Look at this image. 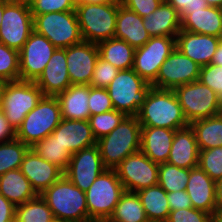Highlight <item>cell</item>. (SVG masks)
<instances>
[{"mask_svg": "<svg viewBox=\"0 0 222 222\" xmlns=\"http://www.w3.org/2000/svg\"><path fill=\"white\" fill-rule=\"evenodd\" d=\"M142 127L179 130L189 126L174 90L151 87L137 114Z\"/></svg>", "mask_w": 222, "mask_h": 222, "instance_id": "obj_1", "label": "cell"}, {"mask_svg": "<svg viewBox=\"0 0 222 222\" xmlns=\"http://www.w3.org/2000/svg\"><path fill=\"white\" fill-rule=\"evenodd\" d=\"M40 196L52 210L55 220L63 222H93L88 215L85 192L64 174Z\"/></svg>", "mask_w": 222, "mask_h": 222, "instance_id": "obj_2", "label": "cell"}, {"mask_svg": "<svg viewBox=\"0 0 222 222\" xmlns=\"http://www.w3.org/2000/svg\"><path fill=\"white\" fill-rule=\"evenodd\" d=\"M141 127L137 116H126L113 131L97 140L107 169H115L127 156L140 151Z\"/></svg>", "mask_w": 222, "mask_h": 222, "instance_id": "obj_3", "label": "cell"}, {"mask_svg": "<svg viewBox=\"0 0 222 222\" xmlns=\"http://www.w3.org/2000/svg\"><path fill=\"white\" fill-rule=\"evenodd\" d=\"M43 96V92L34 81L16 80L0 83V110L15 132Z\"/></svg>", "mask_w": 222, "mask_h": 222, "instance_id": "obj_4", "label": "cell"}, {"mask_svg": "<svg viewBox=\"0 0 222 222\" xmlns=\"http://www.w3.org/2000/svg\"><path fill=\"white\" fill-rule=\"evenodd\" d=\"M121 2L82 3L76 6L75 13L83 41L98 44L114 38L118 7Z\"/></svg>", "mask_w": 222, "mask_h": 222, "instance_id": "obj_5", "label": "cell"}, {"mask_svg": "<svg viewBox=\"0 0 222 222\" xmlns=\"http://www.w3.org/2000/svg\"><path fill=\"white\" fill-rule=\"evenodd\" d=\"M61 120V109L57 98L43 96L37 106L25 116L15 132V138L31 148L51 134Z\"/></svg>", "mask_w": 222, "mask_h": 222, "instance_id": "obj_6", "label": "cell"}, {"mask_svg": "<svg viewBox=\"0 0 222 222\" xmlns=\"http://www.w3.org/2000/svg\"><path fill=\"white\" fill-rule=\"evenodd\" d=\"M151 87L131 68L119 70L106 89L115 110L126 116H137Z\"/></svg>", "mask_w": 222, "mask_h": 222, "instance_id": "obj_7", "label": "cell"}, {"mask_svg": "<svg viewBox=\"0 0 222 222\" xmlns=\"http://www.w3.org/2000/svg\"><path fill=\"white\" fill-rule=\"evenodd\" d=\"M34 31L56 48L65 49L83 41L75 11L32 14Z\"/></svg>", "mask_w": 222, "mask_h": 222, "instance_id": "obj_8", "label": "cell"}, {"mask_svg": "<svg viewBox=\"0 0 222 222\" xmlns=\"http://www.w3.org/2000/svg\"><path fill=\"white\" fill-rule=\"evenodd\" d=\"M125 192L115 169H106L85 192L89 218L95 222L110 218Z\"/></svg>", "mask_w": 222, "mask_h": 222, "instance_id": "obj_9", "label": "cell"}, {"mask_svg": "<svg viewBox=\"0 0 222 222\" xmlns=\"http://www.w3.org/2000/svg\"><path fill=\"white\" fill-rule=\"evenodd\" d=\"M174 92L189 124L222 113L217 94L199 80L178 86Z\"/></svg>", "mask_w": 222, "mask_h": 222, "instance_id": "obj_10", "label": "cell"}, {"mask_svg": "<svg viewBox=\"0 0 222 222\" xmlns=\"http://www.w3.org/2000/svg\"><path fill=\"white\" fill-rule=\"evenodd\" d=\"M33 31L30 5L5 0L0 27V42L20 51Z\"/></svg>", "mask_w": 222, "mask_h": 222, "instance_id": "obj_11", "label": "cell"}, {"mask_svg": "<svg viewBox=\"0 0 222 222\" xmlns=\"http://www.w3.org/2000/svg\"><path fill=\"white\" fill-rule=\"evenodd\" d=\"M174 49V37H151L142 47L135 49L132 69L152 85L156 81L160 66Z\"/></svg>", "mask_w": 222, "mask_h": 222, "instance_id": "obj_12", "label": "cell"}, {"mask_svg": "<svg viewBox=\"0 0 222 222\" xmlns=\"http://www.w3.org/2000/svg\"><path fill=\"white\" fill-rule=\"evenodd\" d=\"M115 170L125 191L138 192L158 184L159 164L142 151L127 156Z\"/></svg>", "mask_w": 222, "mask_h": 222, "instance_id": "obj_13", "label": "cell"}, {"mask_svg": "<svg viewBox=\"0 0 222 222\" xmlns=\"http://www.w3.org/2000/svg\"><path fill=\"white\" fill-rule=\"evenodd\" d=\"M200 66L175 48L160 66L152 87L174 90L176 87L199 80Z\"/></svg>", "mask_w": 222, "mask_h": 222, "instance_id": "obj_14", "label": "cell"}, {"mask_svg": "<svg viewBox=\"0 0 222 222\" xmlns=\"http://www.w3.org/2000/svg\"><path fill=\"white\" fill-rule=\"evenodd\" d=\"M56 49L45 36L33 31L19 51L20 80L35 81Z\"/></svg>", "mask_w": 222, "mask_h": 222, "instance_id": "obj_15", "label": "cell"}, {"mask_svg": "<svg viewBox=\"0 0 222 222\" xmlns=\"http://www.w3.org/2000/svg\"><path fill=\"white\" fill-rule=\"evenodd\" d=\"M106 169L98 146L94 145L72 154L63 174L81 191L86 192Z\"/></svg>", "mask_w": 222, "mask_h": 222, "instance_id": "obj_16", "label": "cell"}, {"mask_svg": "<svg viewBox=\"0 0 222 222\" xmlns=\"http://www.w3.org/2000/svg\"><path fill=\"white\" fill-rule=\"evenodd\" d=\"M98 45L87 41L66 48L67 69L71 85H89L96 60Z\"/></svg>", "mask_w": 222, "mask_h": 222, "instance_id": "obj_17", "label": "cell"}, {"mask_svg": "<svg viewBox=\"0 0 222 222\" xmlns=\"http://www.w3.org/2000/svg\"><path fill=\"white\" fill-rule=\"evenodd\" d=\"M20 170L37 195L43 193L63 175L60 168L41 158L32 148L25 154Z\"/></svg>", "mask_w": 222, "mask_h": 222, "instance_id": "obj_18", "label": "cell"}, {"mask_svg": "<svg viewBox=\"0 0 222 222\" xmlns=\"http://www.w3.org/2000/svg\"><path fill=\"white\" fill-rule=\"evenodd\" d=\"M221 38L180 30L175 38V48L200 67L212 62Z\"/></svg>", "mask_w": 222, "mask_h": 222, "instance_id": "obj_19", "label": "cell"}, {"mask_svg": "<svg viewBox=\"0 0 222 222\" xmlns=\"http://www.w3.org/2000/svg\"><path fill=\"white\" fill-rule=\"evenodd\" d=\"M44 96H56L70 85L66 48H57L40 76L34 81Z\"/></svg>", "mask_w": 222, "mask_h": 222, "instance_id": "obj_20", "label": "cell"}, {"mask_svg": "<svg viewBox=\"0 0 222 222\" xmlns=\"http://www.w3.org/2000/svg\"><path fill=\"white\" fill-rule=\"evenodd\" d=\"M186 192L193 208L203 210L211 215L217 209L216 182L199 167L190 169Z\"/></svg>", "mask_w": 222, "mask_h": 222, "instance_id": "obj_21", "label": "cell"}, {"mask_svg": "<svg viewBox=\"0 0 222 222\" xmlns=\"http://www.w3.org/2000/svg\"><path fill=\"white\" fill-rule=\"evenodd\" d=\"M52 134L71 154L96 145L88 120L63 119Z\"/></svg>", "mask_w": 222, "mask_h": 222, "instance_id": "obj_22", "label": "cell"}, {"mask_svg": "<svg viewBox=\"0 0 222 222\" xmlns=\"http://www.w3.org/2000/svg\"><path fill=\"white\" fill-rule=\"evenodd\" d=\"M175 131L161 127H141L140 151L154 163H166Z\"/></svg>", "mask_w": 222, "mask_h": 222, "instance_id": "obj_23", "label": "cell"}, {"mask_svg": "<svg viewBox=\"0 0 222 222\" xmlns=\"http://www.w3.org/2000/svg\"><path fill=\"white\" fill-rule=\"evenodd\" d=\"M199 149L191 126L175 131L168 163L177 167L192 169L198 167Z\"/></svg>", "mask_w": 222, "mask_h": 222, "instance_id": "obj_24", "label": "cell"}, {"mask_svg": "<svg viewBox=\"0 0 222 222\" xmlns=\"http://www.w3.org/2000/svg\"><path fill=\"white\" fill-rule=\"evenodd\" d=\"M114 38L124 40L136 49L142 47L151 36L143 25V18L120 5L117 12Z\"/></svg>", "mask_w": 222, "mask_h": 222, "instance_id": "obj_25", "label": "cell"}, {"mask_svg": "<svg viewBox=\"0 0 222 222\" xmlns=\"http://www.w3.org/2000/svg\"><path fill=\"white\" fill-rule=\"evenodd\" d=\"M143 25L151 37H177L181 30V19L176 9L165 0L148 16L143 18Z\"/></svg>", "mask_w": 222, "mask_h": 222, "instance_id": "obj_26", "label": "cell"}, {"mask_svg": "<svg viewBox=\"0 0 222 222\" xmlns=\"http://www.w3.org/2000/svg\"><path fill=\"white\" fill-rule=\"evenodd\" d=\"M180 19L181 30L221 38V8L208 6L191 13H183Z\"/></svg>", "mask_w": 222, "mask_h": 222, "instance_id": "obj_27", "label": "cell"}, {"mask_svg": "<svg viewBox=\"0 0 222 222\" xmlns=\"http://www.w3.org/2000/svg\"><path fill=\"white\" fill-rule=\"evenodd\" d=\"M55 97L59 102L63 119L88 120L90 118L89 85H70Z\"/></svg>", "mask_w": 222, "mask_h": 222, "instance_id": "obj_28", "label": "cell"}, {"mask_svg": "<svg viewBox=\"0 0 222 222\" xmlns=\"http://www.w3.org/2000/svg\"><path fill=\"white\" fill-rule=\"evenodd\" d=\"M0 194L14 206L21 205L37 196L20 169L10 170L0 175Z\"/></svg>", "mask_w": 222, "mask_h": 222, "instance_id": "obj_29", "label": "cell"}, {"mask_svg": "<svg viewBox=\"0 0 222 222\" xmlns=\"http://www.w3.org/2000/svg\"><path fill=\"white\" fill-rule=\"evenodd\" d=\"M149 222H166L170 213L167 192L159 185L137 192Z\"/></svg>", "mask_w": 222, "mask_h": 222, "instance_id": "obj_30", "label": "cell"}, {"mask_svg": "<svg viewBox=\"0 0 222 222\" xmlns=\"http://www.w3.org/2000/svg\"><path fill=\"white\" fill-rule=\"evenodd\" d=\"M99 57L109 62L119 70H127L133 67L135 49L126 41L111 38L99 42Z\"/></svg>", "mask_w": 222, "mask_h": 222, "instance_id": "obj_31", "label": "cell"}, {"mask_svg": "<svg viewBox=\"0 0 222 222\" xmlns=\"http://www.w3.org/2000/svg\"><path fill=\"white\" fill-rule=\"evenodd\" d=\"M189 125L194 130L199 151L222 146V113Z\"/></svg>", "mask_w": 222, "mask_h": 222, "instance_id": "obj_32", "label": "cell"}, {"mask_svg": "<svg viewBox=\"0 0 222 222\" xmlns=\"http://www.w3.org/2000/svg\"><path fill=\"white\" fill-rule=\"evenodd\" d=\"M110 218L121 222H149L137 192L130 191L122 194Z\"/></svg>", "mask_w": 222, "mask_h": 222, "instance_id": "obj_33", "label": "cell"}, {"mask_svg": "<svg viewBox=\"0 0 222 222\" xmlns=\"http://www.w3.org/2000/svg\"><path fill=\"white\" fill-rule=\"evenodd\" d=\"M41 158L55 164L63 172L67 169L72 154L62 146L54 134H49L43 140L31 147Z\"/></svg>", "mask_w": 222, "mask_h": 222, "instance_id": "obj_34", "label": "cell"}, {"mask_svg": "<svg viewBox=\"0 0 222 222\" xmlns=\"http://www.w3.org/2000/svg\"><path fill=\"white\" fill-rule=\"evenodd\" d=\"M54 220L52 210L40 195L15 207V222H52Z\"/></svg>", "mask_w": 222, "mask_h": 222, "instance_id": "obj_35", "label": "cell"}, {"mask_svg": "<svg viewBox=\"0 0 222 222\" xmlns=\"http://www.w3.org/2000/svg\"><path fill=\"white\" fill-rule=\"evenodd\" d=\"M190 169L177 167L168 162L159 164L158 184L167 192L186 190Z\"/></svg>", "mask_w": 222, "mask_h": 222, "instance_id": "obj_36", "label": "cell"}, {"mask_svg": "<svg viewBox=\"0 0 222 222\" xmlns=\"http://www.w3.org/2000/svg\"><path fill=\"white\" fill-rule=\"evenodd\" d=\"M30 149L18 139L0 143V175L14 169H20L27 151Z\"/></svg>", "mask_w": 222, "mask_h": 222, "instance_id": "obj_37", "label": "cell"}, {"mask_svg": "<svg viewBox=\"0 0 222 222\" xmlns=\"http://www.w3.org/2000/svg\"><path fill=\"white\" fill-rule=\"evenodd\" d=\"M125 117L126 115L123 112L115 109L105 113L91 115L88 122L94 138L99 140L101 137L109 134Z\"/></svg>", "mask_w": 222, "mask_h": 222, "instance_id": "obj_38", "label": "cell"}, {"mask_svg": "<svg viewBox=\"0 0 222 222\" xmlns=\"http://www.w3.org/2000/svg\"><path fill=\"white\" fill-rule=\"evenodd\" d=\"M20 80L19 51L0 42V83Z\"/></svg>", "mask_w": 222, "mask_h": 222, "instance_id": "obj_39", "label": "cell"}, {"mask_svg": "<svg viewBox=\"0 0 222 222\" xmlns=\"http://www.w3.org/2000/svg\"><path fill=\"white\" fill-rule=\"evenodd\" d=\"M198 167L218 182L222 178V146L200 150Z\"/></svg>", "mask_w": 222, "mask_h": 222, "instance_id": "obj_40", "label": "cell"}, {"mask_svg": "<svg viewBox=\"0 0 222 222\" xmlns=\"http://www.w3.org/2000/svg\"><path fill=\"white\" fill-rule=\"evenodd\" d=\"M119 69L107 61L98 57L94 67L90 86L97 88H107L111 81L117 76Z\"/></svg>", "mask_w": 222, "mask_h": 222, "instance_id": "obj_41", "label": "cell"}, {"mask_svg": "<svg viewBox=\"0 0 222 222\" xmlns=\"http://www.w3.org/2000/svg\"><path fill=\"white\" fill-rule=\"evenodd\" d=\"M88 106L91 115L105 113L114 109L107 89L89 85Z\"/></svg>", "mask_w": 222, "mask_h": 222, "instance_id": "obj_42", "label": "cell"}, {"mask_svg": "<svg viewBox=\"0 0 222 222\" xmlns=\"http://www.w3.org/2000/svg\"><path fill=\"white\" fill-rule=\"evenodd\" d=\"M199 81L212 89L222 103V66L210 63L200 67Z\"/></svg>", "mask_w": 222, "mask_h": 222, "instance_id": "obj_43", "label": "cell"}, {"mask_svg": "<svg viewBox=\"0 0 222 222\" xmlns=\"http://www.w3.org/2000/svg\"><path fill=\"white\" fill-rule=\"evenodd\" d=\"M75 8L72 0H34L30 4L32 14L75 11Z\"/></svg>", "mask_w": 222, "mask_h": 222, "instance_id": "obj_44", "label": "cell"}, {"mask_svg": "<svg viewBox=\"0 0 222 222\" xmlns=\"http://www.w3.org/2000/svg\"><path fill=\"white\" fill-rule=\"evenodd\" d=\"M166 222H211V214L195 208L170 211Z\"/></svg>", "mask_w": 222, "mask_h": 222, "instance_id": "obj_45", "label": "cell"}, {"mask_svg": "<svg viewBox=\"0 0 222 222\" xmlns=\"http://www.w3.org/2000/svg\"><path fill=\"white\" fill-rule=\"evenodd\" d=\"M164 0H120L121 5L144 18L153 13Z\"/></svg>", "mask_w": 222, "mask_h": 222, "instance_id": "obj_46", "label": "cell"}, {"mask_svg": "<svg viewBox=\"0 0 222 222\" xmlns=\"http://www.w3.org/2000/svg\"><path fill=\"white\" fill-rule=\"evenodd\" d=\"M168 4L172 5L181 16L183 13H191L205 9L208 7L206 0H165Z\"/></svg>", "mask_w": 222, "mask_h": 222, "instance_id": "obj_47", "label": "cell"}, {"mask_svg": "<svg viewBox=\"0 0 222 222\" xmlns=\"http://www.w3.org/2000/svg\"><path fill=\"white\" fill-rule=\"evenodd\" d=\"M167 199L171 211L192 208V203L186 190L167 193Z\"/></svg>", "mask_w": 222, "mask_h": 222, "instance_id": "obj_48", "label": "cell"}, {"mask_svg": "<svg viewBox=\"0 0 222 222\" xmlns=\"http://www.w3.org/2000/svg\"><path fill=\"white\" fill-rule=\"evenodd\" d=\"M15 207L0 194V222H15Z\"/></svg>", "mask_w": 222, "mask_h": 222, "instance_id": "obj_49", "label": "cell"}, {"mask_svg": "<svg viewBox=\"0 0 222 222\" xmlns=\"http://www.w3.org/2000/svg\"><path fill=\"white\" fill-rule=\"evenodd\" d=\"M15 139V131L9 125L4 113L0 110V143Z\"/></svg>", "mask_w": 222, "mask_h": 222, "instance_id": "obj_50", "label": "cell"}, {"mask_svg": "<svg viewBox=\"0 0 222 222\" xmlns=\"http://www.w3.org/2000/svg\"><path fill=\"white\" fill-rule=\"evenodd\" d=\"M211 63L222 66V40L217 46V49L214 53V57Z\"/></svg>", "mask_w": 222, "mask_h": 222, "instance_id": "obj_51", "label": "cell"}, {"mask_svg": "<svg viewBox=\"0 0 222 222\" xmlns=\"http://www.w3.org/2000/svg\"><path fill=\"white\" fill-rule=\"evenodd\" d=\"M216 201L217 207H222V178L216 182Z\"/></svg>", "mask_w": 222, "mask_h": 222, "instance_id": "obj_52", "label": "cell"}, {"mask_svg": "<svg viewBox=\"0 0 222 222\" xmlns=\"http://www.w3.org/2000/svg\"><path fill=\"white\" fill-rule=\"evenodd\" d=\"M211 222H222V207H217V209L211 215Z\"/></svg>", "mask_w": 222, "mask_h": 222, "instance_id": "obj_53", "label": "cell"}, {"mask_svg": "<svg viewBox=\"0 0 222 222\" xmlns=\"http://www.w3.org/2000/svg\"><path fill=\"white\" fill-rule=\"evenodd\" d=\"M206 3L210 7L222 8V0H206Z\"/></svg>", "mask_w": 222, "mask_h": 222, "instance_id": "obj_54", "label": "cell"}, {"mask_svg": "<svg viewBox=\"0 0 222 222\" xmlns=\"http://www.w3.org/2000/svg\"><path fill=\"white\" fill-rule=\"evenodd\" d=\"M90 3H113L120 2V0H88Z\"/></svg>", "mask_w": 222, "mask_h": 222, "instance_id": "obj_55", "label": "cell"}, {"mask_svg": "<svg viewBox=\"0 0 222 222\" xmlns=\"http://www.w3.org/2000/svg\"><path fill=\"white\" fill-rule=\"evenodd\" d=\"M4 8H5V0H0V27H1L2 16L4 14Z\"/></svg>", "mask_w": 222, "mask_h": 222, "instance_id": "obj_56", "label": "cell"}, {"mask_svg": "<svg viewBox=\"0 0 222 222\" xmlns=\"http://www.w3.org/2000/svg\"><path fill=\"white\" fill-rule=\"evenodd\" d=\"M9 1L30 5L34 0H9Z\"/></svg>", "mask_w": 222, "mask_h": 222, "instance_id": "obj_57", "label": "cell"}, {"mask_svg": "<svg viewBox=\"0 0 222 222\" xmlns=\"http://www.w3.org/2000/svg\"><path fill=\"white\" fill-rule=\"evenodd\" d=\"M95 222H121V221H117V220H114V219H111V218H105V219H101V220H98V221H95Z\"/></svg>", "mask_w": 222, "mask_h": 222, "instance_id": "obj_58", "label": "cell"}, {"mask_svg": "<svg viewBox=\"0 0 222 222\" xmlns=\"http://www.w3.org/2000/svg\"><path fill=\"white\" fill-rule=\"evenodd\" d=\"M74 5L77 6L79 4H82V3H86L88 2V0H72Z\"/></svg>", "mask_w": 222, "mask_h": 222, "instance_id": "obj_59", "label": "cell"}, {"mask_svg": "<svg viewBox=\"0 0 222 222\" xmlns=\"http://www.w3.org/2000/svg\"><path fill=\"white\" fill-rule=\"evenodd\" d=\"M221 16H222V8H221ZM221 25H222V20H221ZM221 39H222V32H221Z\"/></svg>", "mask_w": 222, "mask_h": 222, "instance_id": "obj_60", "label": "cell"}, {"mask_svg": "<svg viewBox=\"0 0 222 222\" xmlns=\"http://www.w3.org/2000/svg\"><path fill=\"white\" fill-rule=\"evenodd\" d=\"M52 222H63V221H60V220H54V221H52Z\"/></svg>", "mask_w": 222, "mask_h": 222, "instance_id": "obj_61", "label": "cell"}]
</instances>
